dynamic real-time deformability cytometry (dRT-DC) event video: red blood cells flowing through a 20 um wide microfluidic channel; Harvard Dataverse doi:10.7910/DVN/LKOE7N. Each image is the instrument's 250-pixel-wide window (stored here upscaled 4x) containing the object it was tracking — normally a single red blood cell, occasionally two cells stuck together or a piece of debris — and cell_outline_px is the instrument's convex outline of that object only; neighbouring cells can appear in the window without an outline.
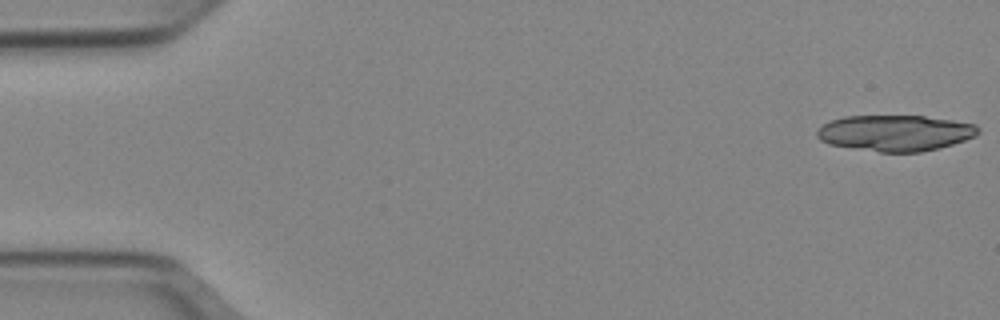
{"species": "Egyptian fruit bat (a non-hibernating species)", "species_latin": "Rousettus aegyptiacus", "temperature_condition": "cold", "stored_images_in_passage": 18, "camera_frame_rate_fps": 3000, "um_per_image_px": 0.085, "animal": {"sex": "female"}, "frame": {"image": 1, "passage_image": 1, "time_ms": 0.0, "image_size_px": [1000, 320], "cell_outline_px": [[980, 132], [976, 136], [952, 144], [920, 152], [880, 152], [828, 144], [820, 140], [816, 136], [816, 132], [828, 120], [844, 116], [924, 116], [952, 120], [976, 124], [980, 128]], "centroid_in_image_um": [76.09, 11.3], "position_along_channel_um": 8.9, "area_um2": 33.81}}